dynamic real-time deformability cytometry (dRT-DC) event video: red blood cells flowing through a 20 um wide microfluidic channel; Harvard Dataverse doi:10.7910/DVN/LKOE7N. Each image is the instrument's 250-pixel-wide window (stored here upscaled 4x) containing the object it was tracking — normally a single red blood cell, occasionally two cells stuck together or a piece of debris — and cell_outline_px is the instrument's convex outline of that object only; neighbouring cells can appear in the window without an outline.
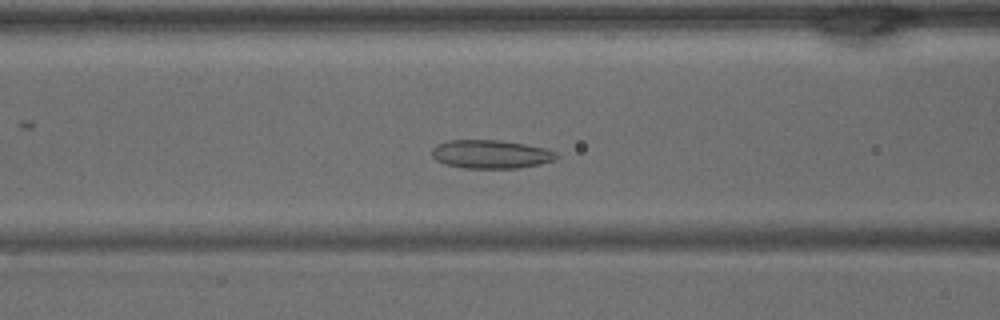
{"species": "common noctule bat (a hibernating species)", "species_latin": "Nyctalus noctula", "temperature_condition": "warm", "stored_images_in_passage": 38, "segment_of_instrument_passage": [1, 2], "camera_frame_rate_fps": 3000, "um_per_image_px": 0.085, "animal": {"sex": "male", "body_mass_g": 15.6}, "frame": {"image": 1, "passage_image": 12, "time_ms": 3.667, "image_size_px": [1000, 320], "cell_outline_px": [[560, 156], [556, 160], [540, 164], [516, 168], [464, 168], [444, 164], [436, 160], [432, 156], [432, 148], [436, 144], [448, 140], [500, 140], [548, 148], [556, 152]], "centroid_in_image_um": [41.74, 13.1], "position_along_channel_um": 124.9, "area_um2": 20.92}}
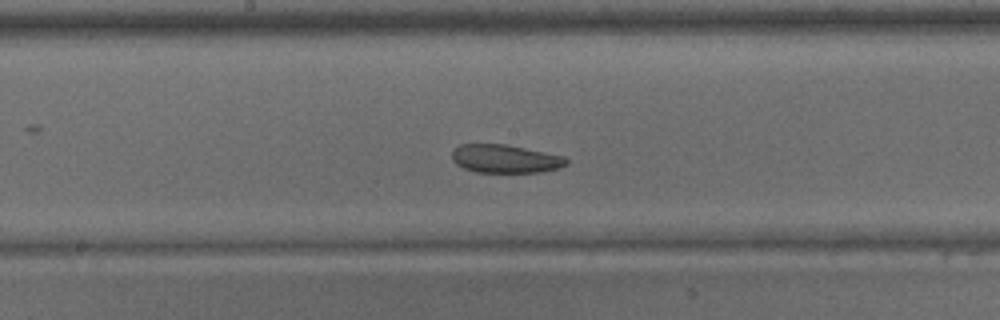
{"frame": {"image": 2, "passage_image": 17, "time_ms": 5.333, "image_size_px": [1000, 320], "cell_outline_px": [[568, 164], [560, 168], [540, 172], [476, 172], [464, 168], [456, 164], [452, 160], [452, 148], [460, 144], [504, 144], [564, 156], [568, 160]], "centroid_in_image_um": [42.92, 13.49], "position_along_channel_um": 205.3, "area_um2": 18.9}}
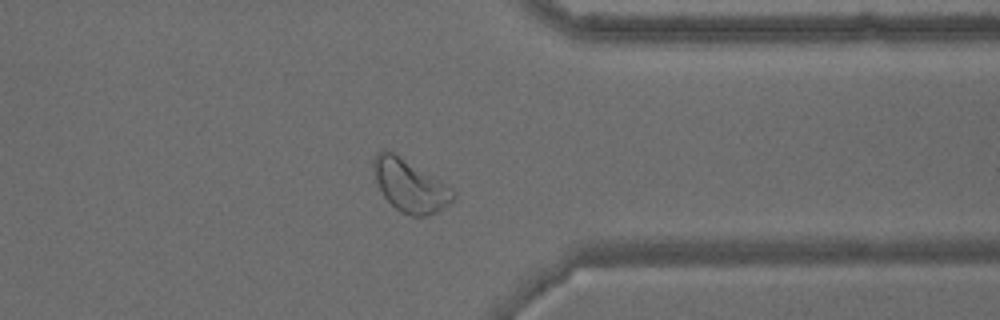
{"frame": {"image": 3, "passage_image": 28, "time_ms": 9.0, "image_size_px": [1000, 320], "cell_outline_px": [[456, 196], [444, 208], [436, 212], [424, 216], [412, 216], [400, 212], [384, 196], [376, 180], [372, 164], [372, 160], [376, 152], [384, 148], [392, 152], [452, 188], [456, 192]], "centroid_in_image_um": [34.83, 15.78], "position_along_channel_um": 376.6, "area_um2": 23.87}}